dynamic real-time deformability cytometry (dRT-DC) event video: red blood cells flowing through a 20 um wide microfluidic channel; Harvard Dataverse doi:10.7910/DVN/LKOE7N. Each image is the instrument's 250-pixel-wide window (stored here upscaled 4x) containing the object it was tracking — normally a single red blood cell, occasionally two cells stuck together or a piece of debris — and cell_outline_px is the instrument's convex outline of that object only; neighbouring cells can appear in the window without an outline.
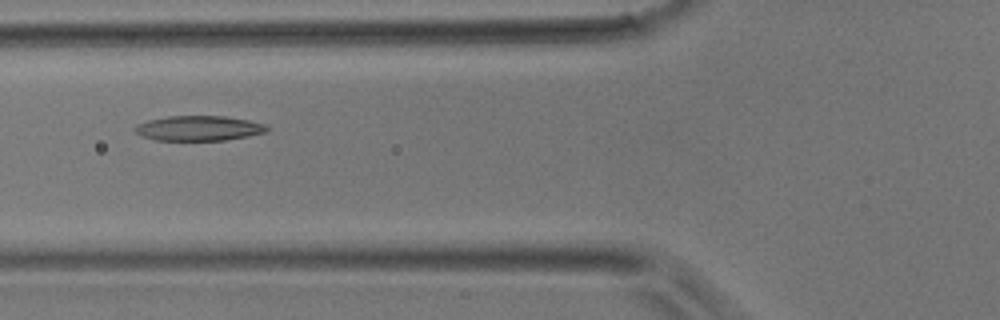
{"species": "common noctule bat (a hibernating species)", "species_latin": "Nyctalus noctula", "temperature_condition": "room temperature", "stored_images_in_passage": 4, "camera_frame_rate_fps": 3000, "um_per_image_px": 0.085, "animal": {"sex": "male", "body_mass_g": 17.9}, "frame": {"image": 1, "passage_image": 4, "time_ms": 1.0, "image_size_px": [1000, 320], "cell_outline_px": [[268, 132], [248, 136], [224, 140], [156, 140], [140, 136], [132, 128], [136, 124], [148, 120], [168, 116], [224, 116], [248, 120], [264, 124], [268, 128]], "centroid_in_image_um": [16.86, 10.9], "position_along_channel_um": 108.9, "area_um2": 19.25}}